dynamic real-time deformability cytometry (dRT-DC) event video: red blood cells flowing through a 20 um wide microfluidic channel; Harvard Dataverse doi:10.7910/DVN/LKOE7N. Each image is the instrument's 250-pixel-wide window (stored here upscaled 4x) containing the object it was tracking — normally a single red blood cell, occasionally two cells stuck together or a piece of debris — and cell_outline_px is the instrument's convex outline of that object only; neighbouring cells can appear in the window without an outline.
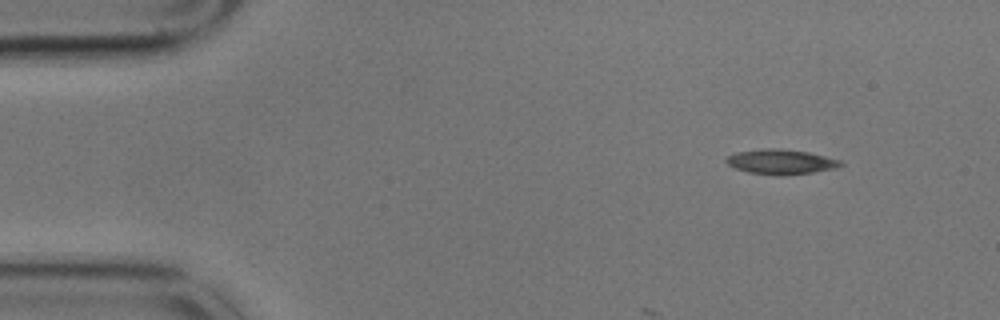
{"species": "common noctule bat (a hibernating species)", "species_latin": "Nyctalus noctula", "temperature_condition": "cold", "stored_images_in_passage": 3, "camera_frame_rate_fps": 3000, "um_per_image_px": 0.085, "animal": {"sex": "male", "body_mass_g": 17.9}, "frame": {"image": 1, "passage_image": 1, "time_ms": 0.0, "image_size_px": [1000, 320], "cell_outline_px": [[844, 164], [836, 168], [812, 172], [784, 176], [776, 176], [748, 172], [736, 168], [728, 164], [724, 160], [728, 156], [736, 152], [764, 148], [776, 148], [808, 152], [840, 160]], "centroid_in_image_um": [66.36, 13.76], "position_along_channel_um": 18.6, "area_um2": 16.59}}